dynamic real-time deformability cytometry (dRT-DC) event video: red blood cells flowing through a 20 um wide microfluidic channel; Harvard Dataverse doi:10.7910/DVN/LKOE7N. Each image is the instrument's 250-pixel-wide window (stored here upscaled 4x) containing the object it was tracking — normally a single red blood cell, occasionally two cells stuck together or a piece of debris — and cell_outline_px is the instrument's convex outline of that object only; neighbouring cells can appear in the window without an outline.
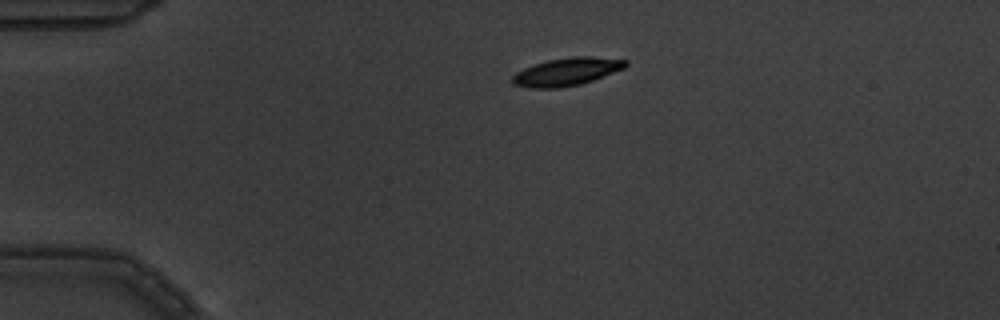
{"species": "common noctule bat (a hibernating species)", "species_latin": "Nyctalus noctula", "temperature_condition": "warm", "stored_images_in_passage": 4, "camera_frame_rate_fps": 3000, "um_per_image_px": 0.085, "animal": {"sex": "male", "body_mass_g": 19.5, "forearm_length_mm": 54.6}, "frame": {"image": 1, "passage_image": 2, "time_ms": 0.333, "image_size_px": [1000, 320], "cell_outline_px": [[628, 64], [624, 68], [592, 80], [580, 84], [556, 88], [528, 88], [512, 84], [512, 76], [516, 72], [532, 64], [548, 60], [572, 56], [592, 56], [628, 60]], "centroid_in_image_um": [48.14, 6.09], "position_along_channel_um": 36.9, "area_um2": 18.38}}
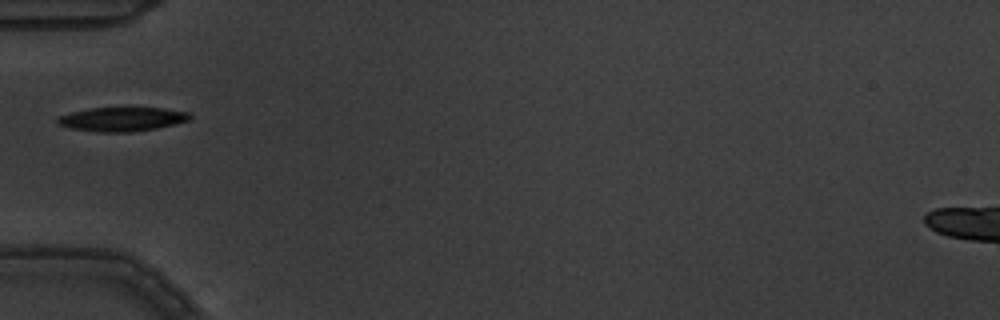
{"frame": {"image": 2, "passage_image": 4, "time_ms": 1.0, "image_size_px": [1000, 320], "cell_outline_px": [[192, 116], [188, 120], [156, 128], [132, 132], [100, 132], [72, 128], [56, 124], [56, 120], [60, 116], [72, 112], [92, 108], [164, 108], [188, 112]], "centroid_in_image_um": [10.37, 10.13], "position_along_channel_um": 74.6, "area_um2": 18.26}}